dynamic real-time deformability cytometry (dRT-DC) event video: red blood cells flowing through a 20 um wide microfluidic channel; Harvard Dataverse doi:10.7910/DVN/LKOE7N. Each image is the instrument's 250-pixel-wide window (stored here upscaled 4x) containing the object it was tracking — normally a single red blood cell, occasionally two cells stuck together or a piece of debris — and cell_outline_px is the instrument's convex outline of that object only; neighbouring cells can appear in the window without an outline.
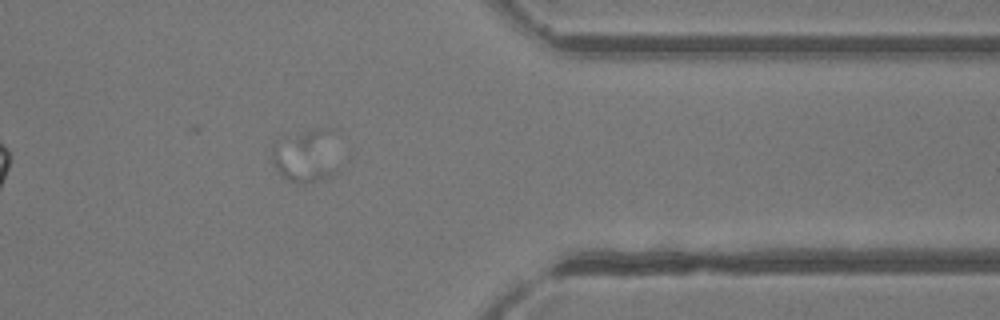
{"species": "common noctule bat (a hibernating species)", "species_latin": "Nyctalus noctula", "temperature_condition": "room temperature", "stored_images_in_passage": 30, "segment_of_instrument_passage": [3, 3], "camera_frame_rate_fps": 3000, "um_per_image_px": 0.085, "animal": {"sex": "female"}, "frame": {"image": 1, "passage_image": 25, "time_ms": 8.0, "image_size_px": [1000, 320], "cell_outline_px": [[340, 168], [328, 176], [304, 184], [296, 184], [280, 176], [272, 164], [272, 144], [276, 140]], "centroid_in_image_um": [25.41, 14.0], "position_along_channel_um": 386.0, "area_um2": 12.08}}